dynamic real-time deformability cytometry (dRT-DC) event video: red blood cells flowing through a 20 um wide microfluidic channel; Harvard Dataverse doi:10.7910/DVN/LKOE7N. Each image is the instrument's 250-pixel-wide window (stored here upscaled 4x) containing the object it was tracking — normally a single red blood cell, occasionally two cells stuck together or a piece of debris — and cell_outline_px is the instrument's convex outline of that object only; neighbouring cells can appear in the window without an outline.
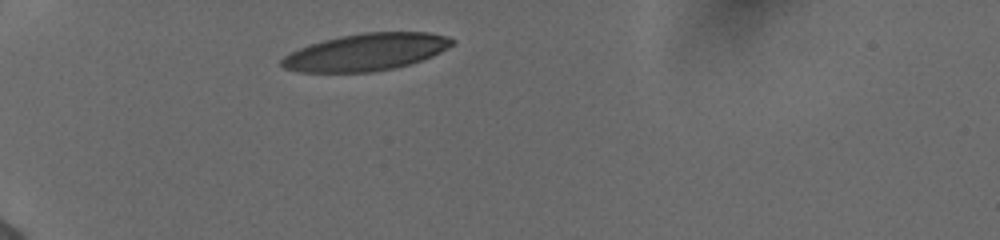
{"species": "human", "species_latin": "Homo sapiens", "temperature_condition": "cold", "stored_images_in_passage": 2, "camera_frame_rate_fps": 3000, "um_per_image_px": 0.085, "donor": {"sex": "female"}, "frame": {"image": 1, "passage_image": 1, "time_ms": 0.0, "image_size_px": [1000, 240], "cell_outline_px": [[448, 44], [424, 56], [412, 60], [404, 60], [304, 52], [312, 48], [324, 44], [356, 36], [396, 32], [400, 32], [436, 36], [448, 40]], "centroid_in_image_um": [32.66, 3.92], "position_along_channel_um": 52.3, "area_um2": 18.61}}